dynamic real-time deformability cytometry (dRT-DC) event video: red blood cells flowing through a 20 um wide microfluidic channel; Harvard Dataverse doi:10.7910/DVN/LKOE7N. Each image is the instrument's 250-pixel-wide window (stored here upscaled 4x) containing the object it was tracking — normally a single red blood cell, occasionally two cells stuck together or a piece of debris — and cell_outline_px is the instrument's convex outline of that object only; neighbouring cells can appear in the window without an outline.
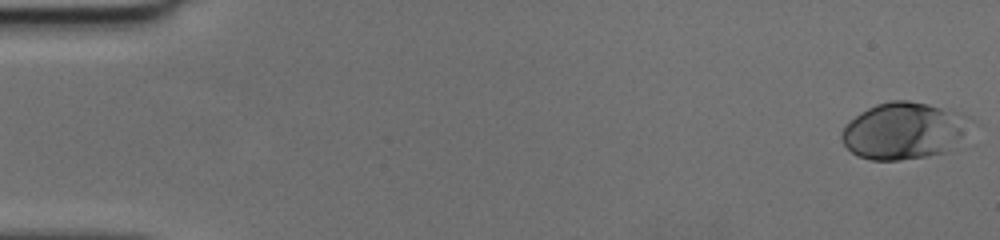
{"species": "human", "species_latin": "Homo sapiens", "temperature_condition": "cold", "stored_images_in_passage": 2, "camera_frame_rate_fps": 3000, "um_per_image_px": 0.085, "donor": {"sex": "female"}, "frame": {"image": 1, "passage_image": 1, "time_ms": 0.0, "image_size_px": [1000, 240], "cell_outline_px": [[984, 124], [976, 144], [928, 156], [900, 160], [872, 160], [856, 156], [844, 144], [840, 136], [840, 132], [860, 112], [876, 104], [892, 100], [908, 100], [952, 108]], "centroid_in_image_um": [77.24, 11.13], "position_along_channel_um": 7.8, "area_um2": 46.07}}